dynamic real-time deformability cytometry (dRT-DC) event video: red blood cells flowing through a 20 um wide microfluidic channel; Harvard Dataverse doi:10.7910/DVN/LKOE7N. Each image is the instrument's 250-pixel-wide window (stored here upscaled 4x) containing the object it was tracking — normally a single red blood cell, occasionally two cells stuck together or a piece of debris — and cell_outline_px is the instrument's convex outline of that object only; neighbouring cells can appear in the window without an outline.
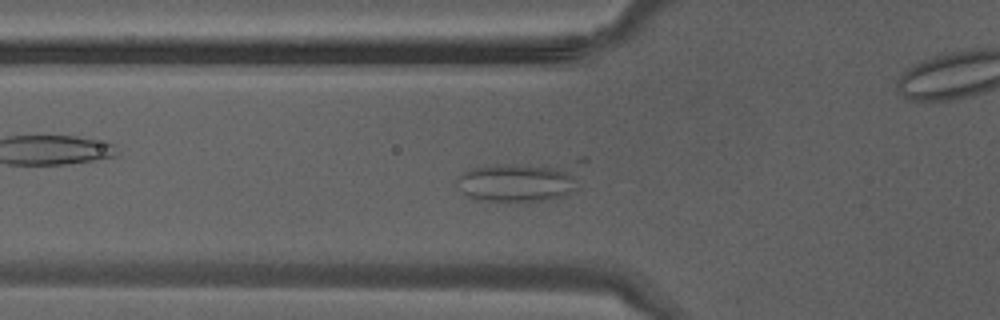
{"species": "Egyptian fruit bat (a non-hibernating species)", "species_latin": "Rousettus aegyptiacus", "temperature_condition": "warm", "stored_images_in_passage": 6, "camera_frame_rate_fps": 3000, "um_per_image_px": 0.085, "animal": {"sex": "male"}, "frame": {"image": 1, "passage_image": 2, "time_ms": 0.333, "image_size_px": [1000, 320], "cell_outline_px": [[588, 160], [576, 188], [560, 196], [544, 200], [480, 200], [468, 196], [464, 192], [456, 180], [468, 168], [496, 164], [580, 156], [584, 156]], "centroid_in_image_um": [44.5, 15.25], "position_along_channel_um": 81.3, "area_um2": 31.33}}
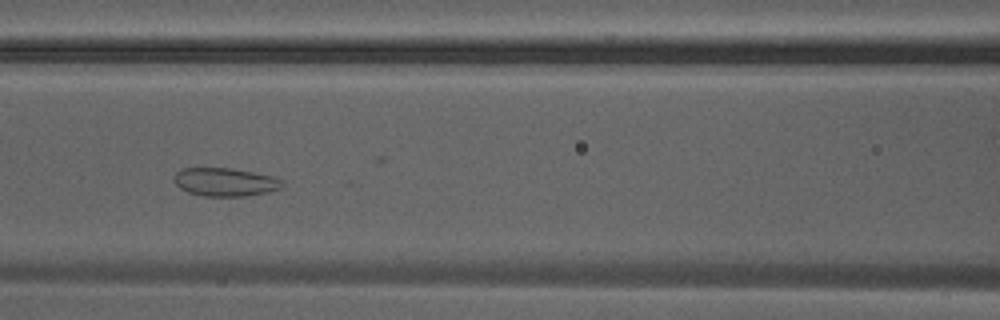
{"frame": {"image": 2, "passage_image": 6, "time_ms": 1.667, "image_size_px": [1000, 320], "cell_outline_px": [[284, 184], [280, 188], [268, 192], [244, 196], [204, 196], [188, 192], [180, 188], [176, 184], [176, 172], [180, 168], [232, 168], [276, 176], [284, 180]], "centroid_in_image_um": [19.19, 15.46], "position_along_channel_um": 147.4, "area_um2": 17.92}}